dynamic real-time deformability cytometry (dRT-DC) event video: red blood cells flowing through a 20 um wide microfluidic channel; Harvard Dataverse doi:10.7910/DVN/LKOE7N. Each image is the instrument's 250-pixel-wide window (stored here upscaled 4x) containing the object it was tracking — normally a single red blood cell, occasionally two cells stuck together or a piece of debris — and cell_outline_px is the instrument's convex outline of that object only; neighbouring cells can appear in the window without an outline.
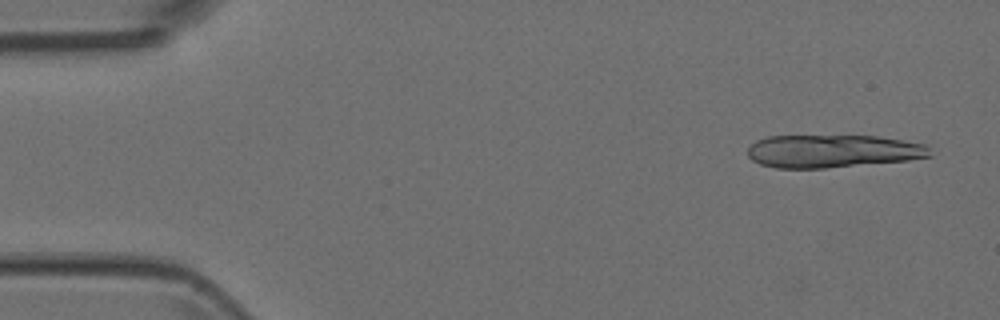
{"species": "Egyptian fruit bat (a non-hibernating species)", "species_latin": "Rousettus aegyptiacus", "temperature_condition": "room temperature", "stored_images_in_passage": 7, "segment_of_instrument_passage": [1, 2], "camera_frame_rate_fps": 3000, "um_per_image_px": 0.085, "animal": {"sex": "female"}, "frame": {"image": 1, "passage_image": 1, "time_ms": 0.0, "image_size_px": [1000, 320], "cell_outline_px": [[932, 156], [908, 160], [824, 168], [776, 168], [760, 164], [752, 160], [748, 156], [748, 148], [756, 140], [768, 136], [876, 136], [928, 144]], "centroid_in_image_um": [70.79, 12.84], "position_along_channel_um": 14.2, "area_um2": 34.97}}